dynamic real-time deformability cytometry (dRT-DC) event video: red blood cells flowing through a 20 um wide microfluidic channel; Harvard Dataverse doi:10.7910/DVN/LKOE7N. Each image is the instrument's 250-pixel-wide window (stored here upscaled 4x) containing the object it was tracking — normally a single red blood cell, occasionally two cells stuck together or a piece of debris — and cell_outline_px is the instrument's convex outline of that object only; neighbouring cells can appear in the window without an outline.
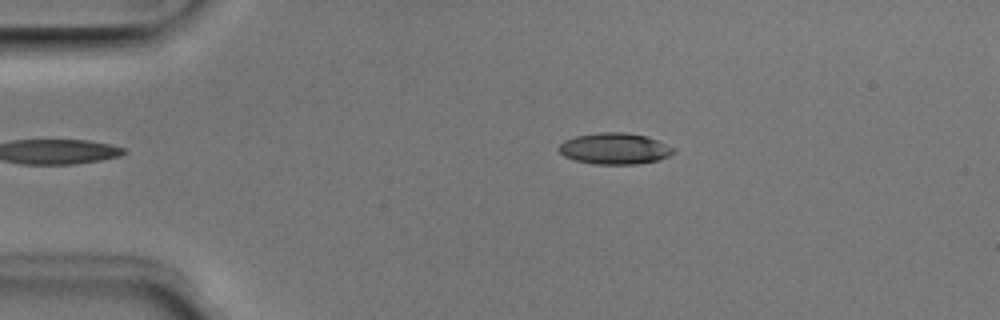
{"species": "Egyptian fruit bat (a non-hibernating species)", "species_latin": "Rousettus aegyptiacus", "temperature_condition": "room temperature", "stored_images_in_passage": 5, "camera_frame_rate_fps": 3000, "um_per_image_px": 0.085, "animal": {"sex": "male"}, "frame": {"image": 1, "passage_image": 5, "time_ms": 1.333, "image_size_px": [1000, 320], "cell_outline_px": [[676, 152], [668, 156], [656, 160], [636, 164], [596, 164], [576, 160], [564, 156], [556, 148], [564, 140], [576, 136], [600, 132], [624, 132], [644, 136], [656, 140], [676, 148]], "centroid_in_image_um": [52.23, 12.63], "position_along_channel_um": 32.8, "area_um2": 20.75}}